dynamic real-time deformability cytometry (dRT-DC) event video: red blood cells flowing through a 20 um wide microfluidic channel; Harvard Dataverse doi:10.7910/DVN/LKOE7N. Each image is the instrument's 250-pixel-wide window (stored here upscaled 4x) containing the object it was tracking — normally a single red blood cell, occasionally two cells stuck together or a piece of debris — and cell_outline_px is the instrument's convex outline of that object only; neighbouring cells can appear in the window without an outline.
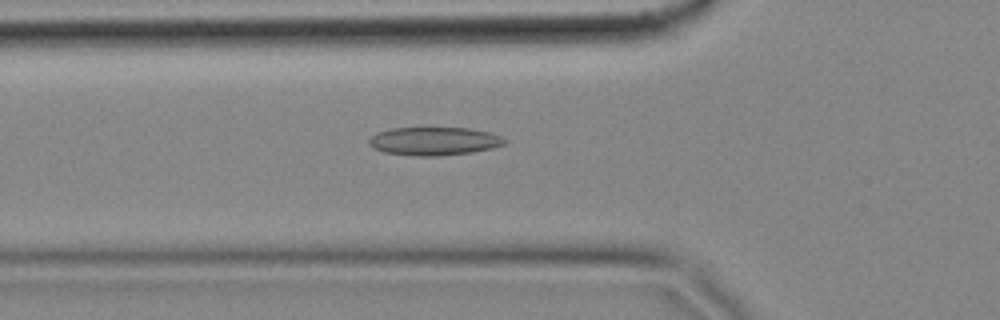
{"species": "common noctule bat (a hibernating species)", "species_latin": "Nyctalus noctula", "temperature_condition": "cold", "stored_images_in_passage": 50, "camera_frame_rate_fps": 3000, "um_per_image_px": 0.085, "animal": {"sex": "female", "body_mass_g": 18.4}, "frame": {"image": 1, "passage_image": 12, "time_ms": 3.667, "image_size_px": [1000, 320], "cell_outline_px": [[508, 144], [492, 148], [472, 152], [440, 156], [416, 156], [384, 152], [372, 148], [368, 144], [368, 140], [376, 132], [392, 128], [468, 128], [492, 132], [508, 140]], "centroid_in_image_um": [36.92, 12.0], "position_along_channel_um": 88.9, "area_um2": 22.6}}
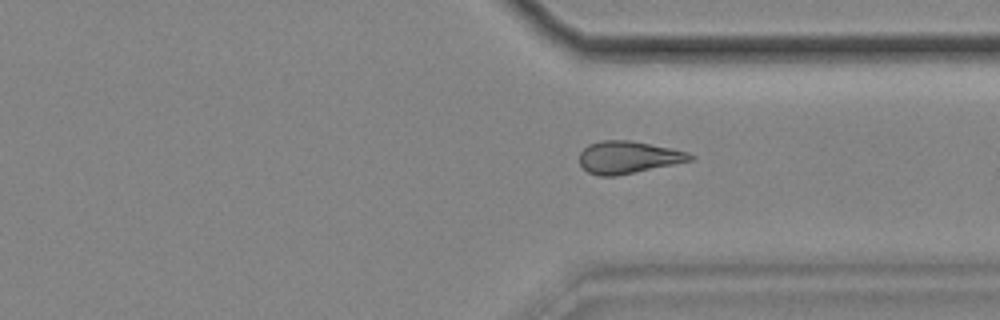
{"frame": {"image": 2, "passage_image": 35, "time_ms": 11.333, "image_size_px": [1000, 320], "cell_outline_px": [[696, 156], [692, 160], [616, 176], [596, 176], [588, 172], [580, 164], [580, 152], [588, 144], [600, 140], [632, 140], [672, 148], [688, 152]], "centroid_in_image_um": [53.39, 13.36], "position_along_channel_um": 358.0, "area_um2": 20.92}}
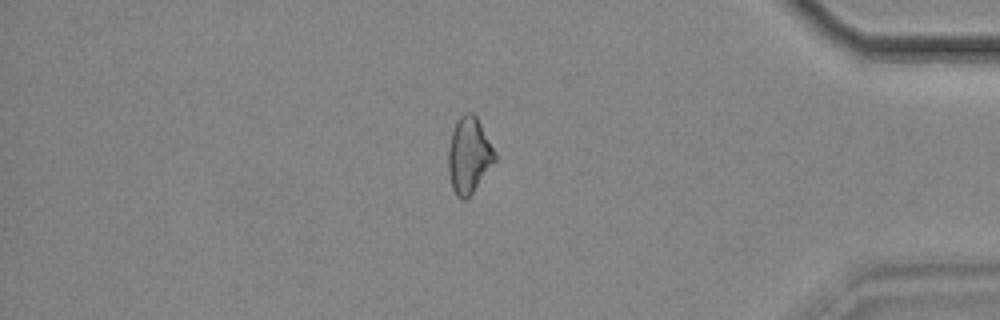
{"frame": {"image": 3, "passage_image": 41, "time_ms": 13.333, "image_size_px": [1000, 320], "cell_outline_px": [[496, 160], [472, 192], [464, 200], [460, 200], [456, 196], [452, 188], [448, 172], [448, 148], [452, 132], [456, 120], [460, 116], [468, 112], [472, 112], [476, 116], [496, 152]], "centroid_in_image_um": [39.84, 13.19], "position_along_channel_um": 395.4, "area_um2": 20.52}, "authors_computed_cell_mechanics": {"area_um2": 20.9236, "velocity_mm_per_s": 3.51, "shape_relaxation_time_tau1_ms": null, "shape_relaxation_time_tau2_ms": 9.1194, "deformation_change_tau1": null, "deformation_change_tau2": 0.1799}}